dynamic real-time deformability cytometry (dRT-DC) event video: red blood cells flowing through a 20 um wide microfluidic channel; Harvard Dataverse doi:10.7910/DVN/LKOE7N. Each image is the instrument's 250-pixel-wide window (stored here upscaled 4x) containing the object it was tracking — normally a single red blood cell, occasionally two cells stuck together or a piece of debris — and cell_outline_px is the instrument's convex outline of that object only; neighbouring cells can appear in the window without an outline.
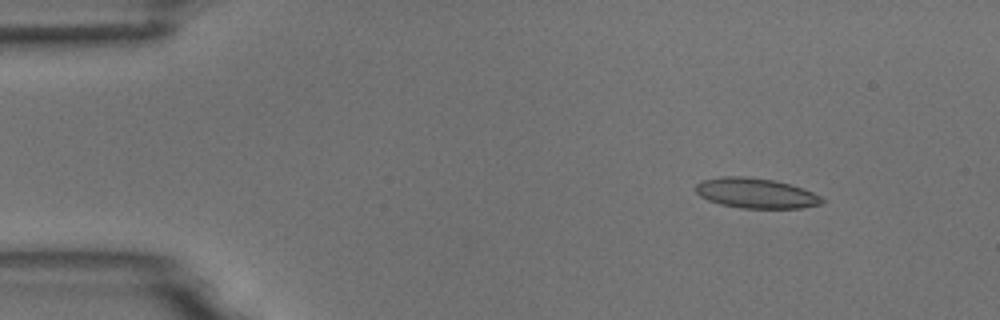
{"species": "common noctule bat (a hibernating species)", "species_latin": "Nyctalus noctula", "temperature_condition": "room temperature", "stored_images_in_passage": 7, "camera_frame_rate_fps": 3000, "um_per_image_px": 0.085, "animal": {"sex": "male", "body_mass_g": 18.8}, "frame": {"image": 1, "passage_image": 1, "time_ms": 0.0, "image_size_px": [1000, 320], "cell_outline_px": [[824, 200], [820, 204], [800, 208], [740, 208], [720, 204], [708, 200], [700, 196], [696, 192], [696, 184], [704, 180], [724, 176], [744, 176], [772, 180], [804, 188], [820, 196]], "centroid_in_image_um": [64.24, 16.42], "position_along_channel_um": 20.8, "area_um2": 21.96}}
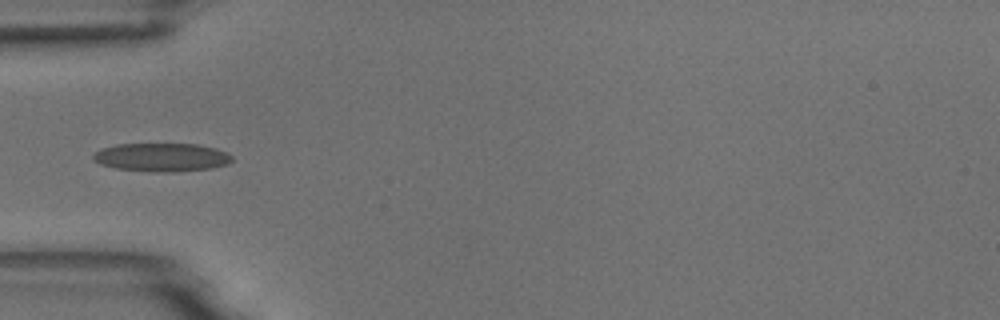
{"frame": {"image": 2, "passage_image": 4, "time_ms": 1.0, "image_size_px": [1000, 320], "cell_outline_px": [[232, 160], [228, 164], [212, 168], [172, 172], [156, 172], [116, 168], [100, 164], [92, 160], [92, 156], [100, 148], [116, 144], [196, 144], [216, 148], [228, 152], [232, 156]], "centroid_in_image_um": [13.74, 13.36], "position_along_channel_um": 71.3, "area_um2": 23.12}}